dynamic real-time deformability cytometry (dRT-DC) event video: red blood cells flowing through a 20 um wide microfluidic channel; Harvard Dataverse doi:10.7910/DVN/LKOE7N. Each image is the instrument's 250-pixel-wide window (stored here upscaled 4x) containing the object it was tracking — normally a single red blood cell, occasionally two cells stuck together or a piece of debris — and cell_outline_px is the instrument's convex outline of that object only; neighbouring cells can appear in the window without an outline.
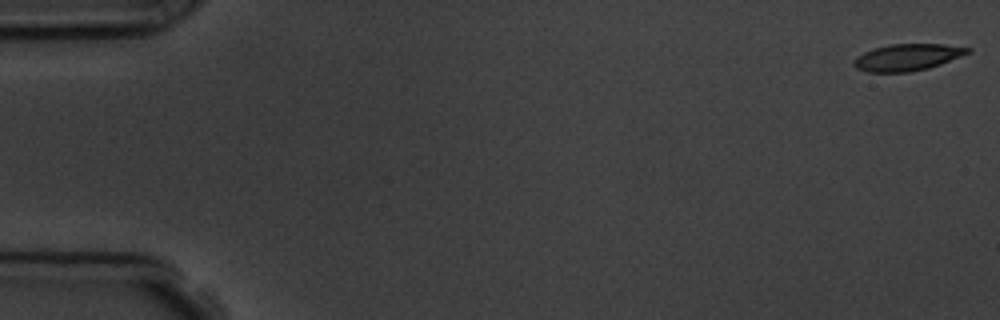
{"species": "common noctule bat (a hibernating species)", "species_latin": "Nyctalus noctula", "temperature_condition": "room temperature", "stored_images_in_passage": 5, "camera_frame_rate_fps": 3000, "um_per_image_px": 0.085, "animal": {"sex": "male", "body_mass_g": 19.5, "forearm_length_mm": 54.6}, "frame": {"image": 1, "passage_image": 1, "time_ms": 0.0, "image_size_px": [1000, 320], "cell_outline_px": [[972, 52], [940, 64], [928, 68], [908, 72], [868, 72], [856, 68], [852, 64], [856, 56], [864, 52], [888, 44], [944, 44], [972, 48]], "centroid_in_image_um": [77.13, 4.86], "position_along_channel_um": 7.9, "area_um2": 17.74}}
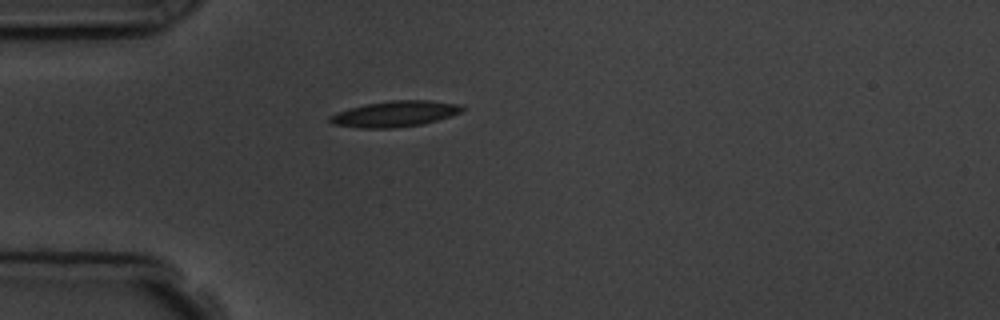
{"frame": {"image": 2, "passage_image": 5, "time_ms": 4.667, "image_size_px": [1000, 320], "cell_outline_px": [[464, 108], [460, 112], [424, 124], [396, 128], [360, 128], [332, 124], [328, 120], [328, 116], [364, 104], [392, 100], [428, 100], [464, 104]], "centroid_in_image_um": [33.58, 9.68], "position_along_channel_um": 51.4, "area_um2": 19.88}}